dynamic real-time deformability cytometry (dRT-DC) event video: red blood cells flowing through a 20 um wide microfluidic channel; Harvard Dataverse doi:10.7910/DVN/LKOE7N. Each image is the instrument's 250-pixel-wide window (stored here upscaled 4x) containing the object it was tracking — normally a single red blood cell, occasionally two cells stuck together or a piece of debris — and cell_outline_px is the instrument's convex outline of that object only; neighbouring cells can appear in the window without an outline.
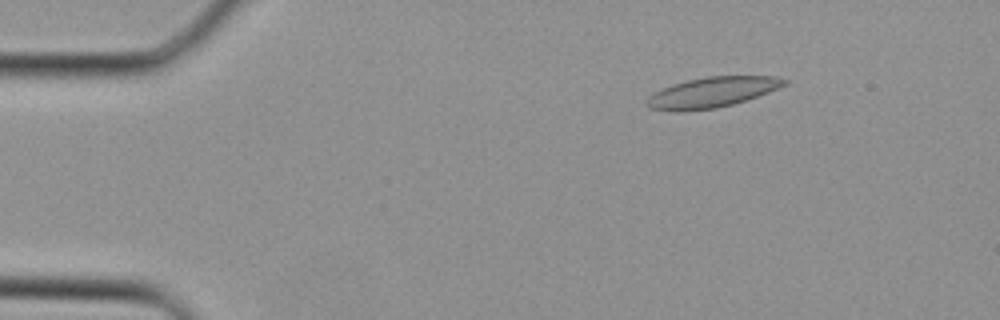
{"species": "Egyptian fruit bat (a non-hibernating species)", "species_latin": "Rousettus aegyptiacus", "temperature_condition": "cold", "stored_images_in_passage": 6, "camera_frame_rate_fps": 3000, "um_per_image_px": 0.085, "animal": {"sex": "female"}, "frame": {"image": 1, "passage_image": 1, "time_ms": 0.0, "image_size_px": [1000, 320], "cell_outline_px": [[788, 84], [768, 92], [732, 104], [716, 108], [680, 112], [676, 112], [652, 108], [644, 104], [644, 100], [648, 96], [672, 84], [704, 76], [776, 76], [788, 80]], "centroid_in_image_um": [60.5, 7.84], "position_along_channel_um": 24.5, "area_um2": 24.28}}